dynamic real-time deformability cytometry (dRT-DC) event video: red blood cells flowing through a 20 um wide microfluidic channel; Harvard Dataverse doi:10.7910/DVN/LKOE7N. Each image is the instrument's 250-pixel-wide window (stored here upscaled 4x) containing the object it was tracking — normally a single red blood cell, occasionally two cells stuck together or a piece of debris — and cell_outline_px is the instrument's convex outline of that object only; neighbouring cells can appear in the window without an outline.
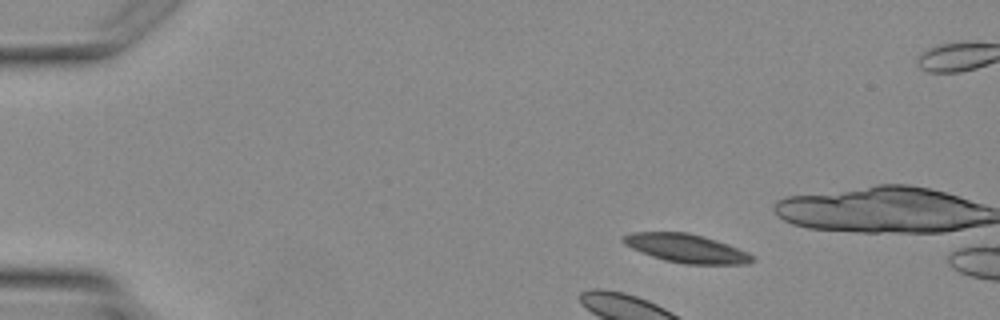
{"species": "Egyptian fruit bat (a non-hibernating species)", "species_latin": "Rousettus aegyptiacus", "temperature_condition": "warm", "stored_images_in_passage": 4, "camera_frame_rate_fps": 3000, "um_per_image_px": 0.085, "animal": {"sex": "female"}, "frame": {"image": 1, "passage_image": 2, "time_ms": 1.333, "image_size_px": [1000, 320], "cell_outline_px": [[756, 260], [748, 264], [688, 264], [664, 260], [652, 256], [632, 248], [624, 244], [620, 240], [624, 236], [632, 232], [688, 232], [704, 236], [728, 244], [748, 252], [756, 256]], "centroid_in_image_um": [58.38, 21.11], "position_along_channel_um": 26.6, "area_um2": 21.56}}